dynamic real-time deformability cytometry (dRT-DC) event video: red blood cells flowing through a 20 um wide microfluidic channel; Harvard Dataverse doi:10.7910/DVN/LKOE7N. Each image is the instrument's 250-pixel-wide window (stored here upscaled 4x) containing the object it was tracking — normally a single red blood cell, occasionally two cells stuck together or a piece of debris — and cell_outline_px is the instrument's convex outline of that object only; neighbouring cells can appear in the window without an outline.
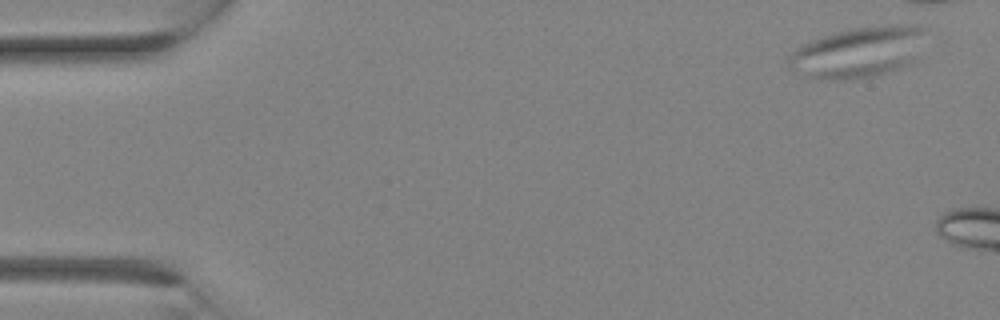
{"species": "Egyptian fruit bat (a non-hibernating species)", "species_latin": "Rousettus aegyptiacus", "temperature_condition": "room temperature", "stored_images_in_passage": 4, "camera_frame_rate_fps": 3000, "um_per_image_px": 0.085, "animal": {"sex": "female"}, "frame": {"image": 1, "passage_image": 1, "time_ms": 0.0, "image_size_px": [1000, 320], "cell_outline_px": [[928, 28], [916, 60], [912, 64], [888, 72], [860, 80], [812, 80], [788, 68], [788, 60], [792, 52], [796, 48], [812, 40], [836, 32], [880, 24], [908, 24]], "centroid_in_image_um": [72.99, 4.46], "position_along_channel_um": 12.0, "area_um2": 41.44}}